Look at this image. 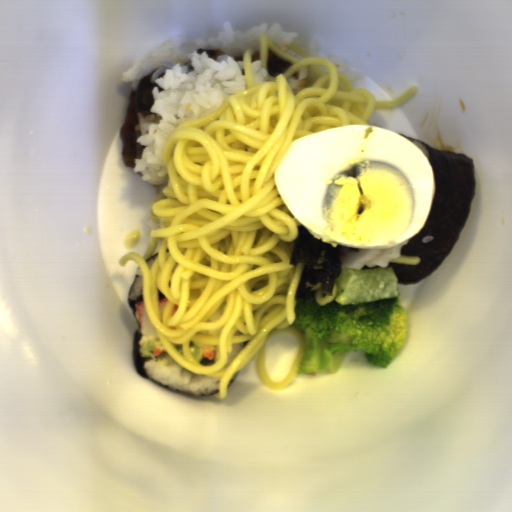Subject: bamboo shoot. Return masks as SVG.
Returning a JSON list of instances; mask_svg holds the SVG:
<instances>
[{
    "label": "bamboo shoot",
    "mask_w": 512,
    "mask_h": 512,
    "mask_svg": "<svg viewBox=\"0 0 512 512\" xmlns=\"http://www.w3.org/2000/svg\"><path fill=\"white\" fill-rule=\"evenodd\" d=\"M398 276L393 267L363 266L347 268L334 279L337 287L335 301L342 306H359L377 300H388L400 295Z\"/></svg>",
    "instance_id": "1"
}]
</instances>
